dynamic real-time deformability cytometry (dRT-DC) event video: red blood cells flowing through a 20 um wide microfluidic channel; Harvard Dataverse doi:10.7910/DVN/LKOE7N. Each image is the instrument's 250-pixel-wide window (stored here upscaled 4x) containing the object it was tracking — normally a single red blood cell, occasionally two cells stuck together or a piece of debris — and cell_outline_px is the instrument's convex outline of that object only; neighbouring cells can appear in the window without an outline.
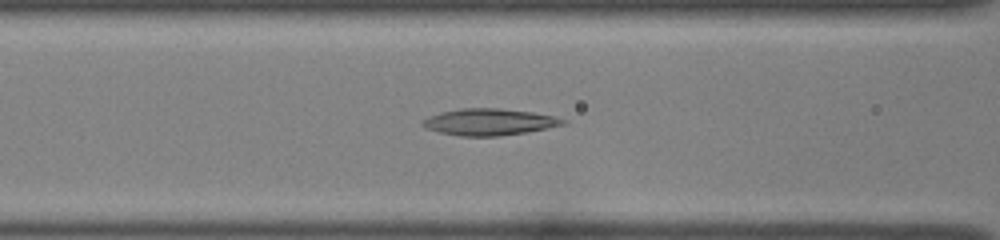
{"species": "common noctule bat (a hibernating species)", "species_latin": "Nyctalus noctula", "temperature_condition": "room temperature", "stored_images_in_passage": 55, "camera_frame_rate_fps": 3000, "um_per_image_px": 0.085, "animal": {"sex": "female", "body_mass_g": 22.0, "forearm_length_mm": 56.7}, "frame": {"image": 1, "passage_image": 27, "time_ms": 8.667, "image_size_px": [1000, 240], "cell_outline_px": [[568, 124], [548, 128], [500, 136], [460, 136], [440, 132], [424, 128], [420, 124], [428, 116], [440, 112], [460, 108], [500, 108], [532, 112], [556, 116], [568, 120]], "centroid_in_image_um": [41.61, 10.36], "position_along_channel_um": 125.0, "area_um2": 21.96}}
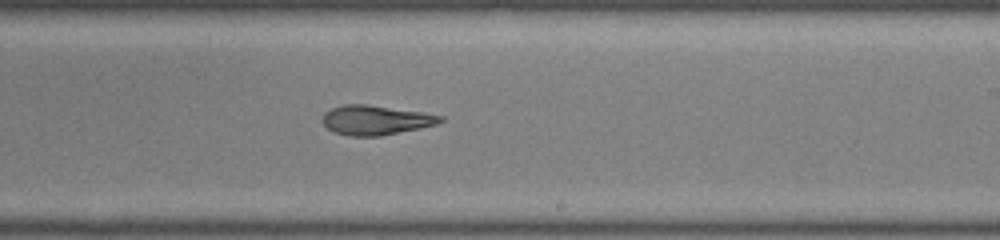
{"frame": {"image": 2, "passage_image": 37, "time_ms": 12.0, "image_size_px": [1000, 240], "cell_outline_px": [[444, 120], [436, 124], [420, 128], [380, 136], [348, 136], [332, 132], [324, 124], [324, 112], [332, 108], [344, 104], [368, 104], [424, 112], [444, 116]], "centroid_in_image_um": [31.95, 10.2], "position_along_channel_um": 257.1, "area_um2": 20.35}}
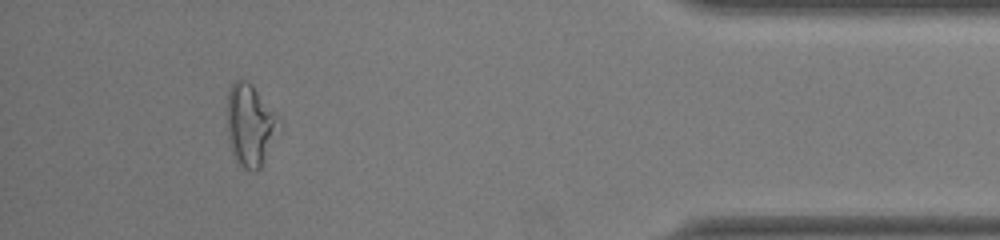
{"frame": {"image": 3, "passage_image": 52, "time_ms": 17.0, "image_size_px": [1000, 240], "cell_outline_px": [[280, 120], [260, 168], [256, 172], [244, 168], [236, 164], [228, 144], [228, 88], [236, 80], [248, 80], [280, 112]], "centroid_in_image_um": [21.26, 10.58], "position_along_channel_um": 413.9, "area_um2": 24.97}, "authors_computed_cell_mechanics": {"area_um2": 23.5246, "velocity_mm_per_s": 3.935, "shape_relaxation_time_tau1_ms": null, "shape_relaxation_time_tau2_ms": 3.0812, "deformation_change_tau1": null, "deformation_change_tau2": 0.1194}}